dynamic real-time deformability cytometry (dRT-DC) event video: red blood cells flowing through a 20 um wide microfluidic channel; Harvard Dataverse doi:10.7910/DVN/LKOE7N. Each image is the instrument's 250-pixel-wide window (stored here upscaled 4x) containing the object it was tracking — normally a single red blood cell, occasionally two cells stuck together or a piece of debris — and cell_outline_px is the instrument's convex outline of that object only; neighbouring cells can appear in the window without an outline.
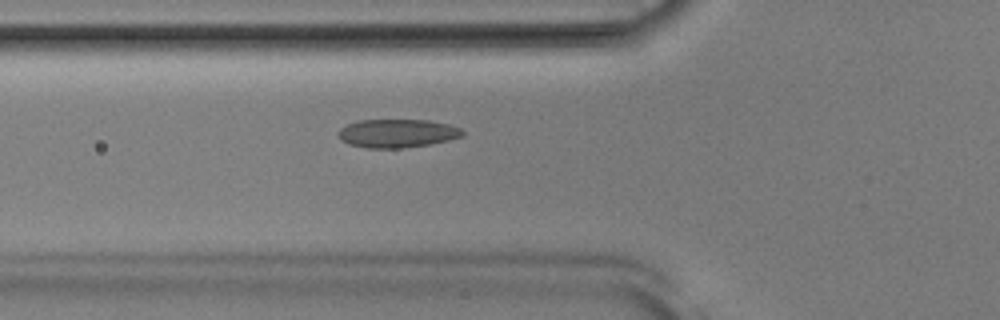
{"species": "Egyptian fruit bat (a non-hibernating species)", "species_latin": "Rousettus aegyptiacus", "temperature_condition": "room temperature", "stored_images_in_passage": 37, "camera_frame_rate_fps": 3000, "um_per_image_px": 0.085, "animal": {"sex": "male"}, "frame": {"image": 1, "passage_image": 4, "time_ms": 1.0, "image_size_px": [1000, 320], "cell_outline_px": [[464, 136], [432, 144], [400, 148], [364, 148], [348, 144], [340, 140], [336, 132], [340, 128], [356, 120], [428, 120], [448, 124], [460, 128], [464, 132]], "centroid_in_image_um": [33.73, 11.34], "position_along_channel_um": 92.1, "area_um2": 20.81}}
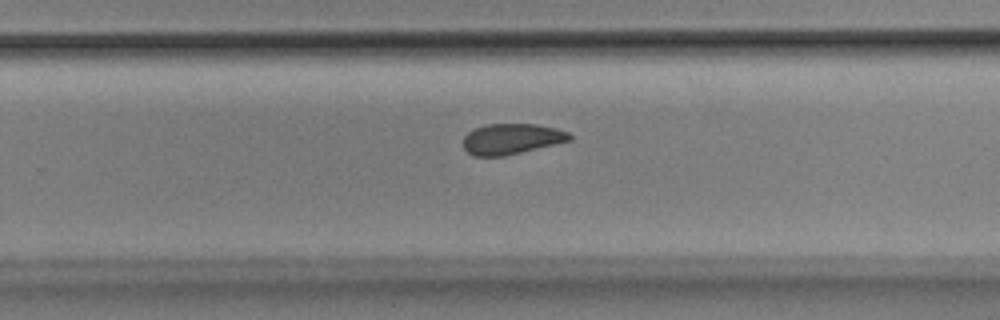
{"frame": {"image": 2, "passage_image": 19, "time_ms": 6.0, "image_size_px": [1000, 320], "cell_outline_px": [[572, 140], [504, 156], [476, 156], [468, 152], [464, 148], [464, 136], [472, 128], [488, 124], [536, 124], [556, 128], [568, 132], [572, 136]], "centroid_in_image_um": [43.48, 11.8], "position_along_channel_um": 286.3, "area_um2": 18.96}}
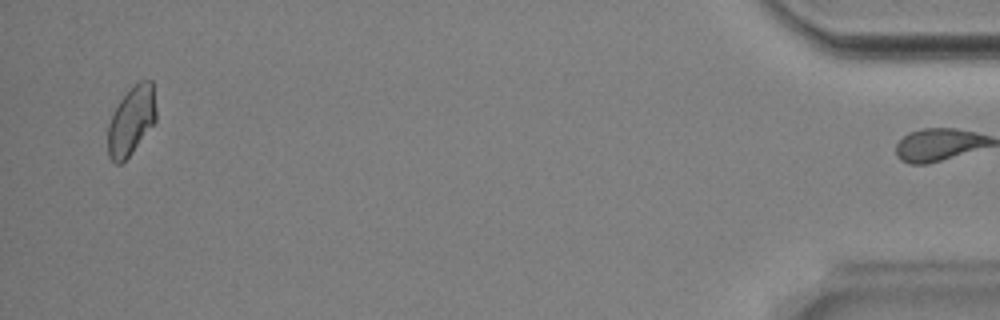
{"frame": {"image": 3, "passage_image": 36, "time_ms": 11.667, "image_size_px": [1000, 320], "cell_outline_px": [[156, 120], [132, 152], [120, 164], [116, 164], [108, 156], [108, 124], [112, 112], [120, 100], [140, 80], [152, 80], [156, 108]], "centroid_in_image_um": [11.15, 10.26], "position_along_channel_um": 424.0, "area_um2": 19.07}, "authors_computed_cell_mechanics": {"area_um2": 19.652, "velocity_mm_per_s": 3.886, "shape_relaxation_time_tau1_ms": 5.4996, "shape_relaxation_time_tau2_ms": 2.69, "deformation_change_tau1": 0.1113, "deformation_change_tau2": 0.0542}}